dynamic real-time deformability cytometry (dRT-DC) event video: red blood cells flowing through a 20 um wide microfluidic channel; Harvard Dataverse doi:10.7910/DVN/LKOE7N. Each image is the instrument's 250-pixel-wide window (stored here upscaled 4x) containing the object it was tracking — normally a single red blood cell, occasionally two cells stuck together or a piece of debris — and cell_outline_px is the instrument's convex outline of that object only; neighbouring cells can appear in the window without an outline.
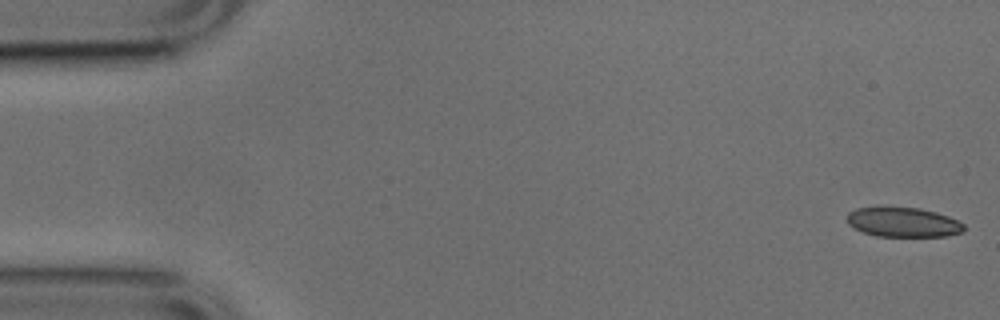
{"species": "common noctule bat (a hibernating species)", "species_latin": "Nyctalus noctula", "temperature_condition": "cold", "stored_images_in_passage": 52, "camera_frame_rate_fps": 3000, "um_per_image_px": 0.085, "animal": {"sex": "male", "body_mass_g": 17.9, "forearm_length_mm": 54.2}, "frame": {"image": 1, "passage_image": 1, "time_ms": 0.0, "image_size_px": [1000, 320], "cell_outline_px": [[964, 232], [948, 236], [876, 236], [864, 232], [848, 224], [848, 212], [856, 208], [880, 204], [920, 208], [936, 212], [948, 216], [964, 224]], "centroid_in_image_um": [76.74, 18.84], "position_along_channel_um": 8.3, "area_um2": 20.81}}
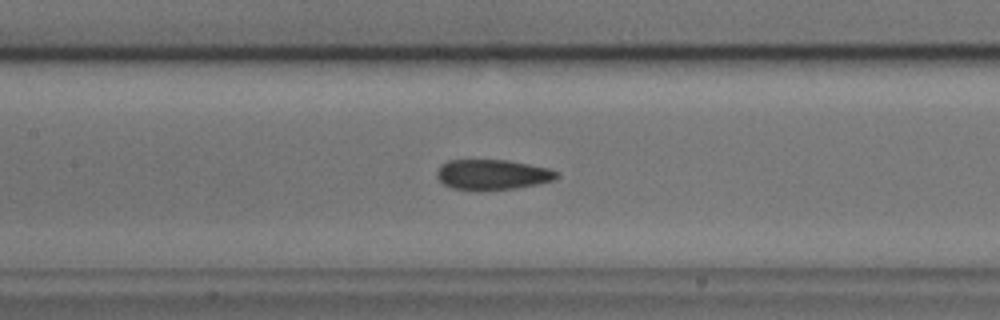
{"frame": {"image": 2, "passage_image": 23, "time_ms": 7.333, "image_size_px": [1000, 320], "cell_outline_px": [[560, 176], [556, 180], [516, 188], [476, 192], [452, 188], [444, 184], [436, 176], [436, 172], [440, 164], [448, 160], [508, 160], [548, 168], [560, 172]], "centroid_in_image_um": [41.85, 14.86], "position_along_channel_um": 165.6, "area_um2": 21.62}}
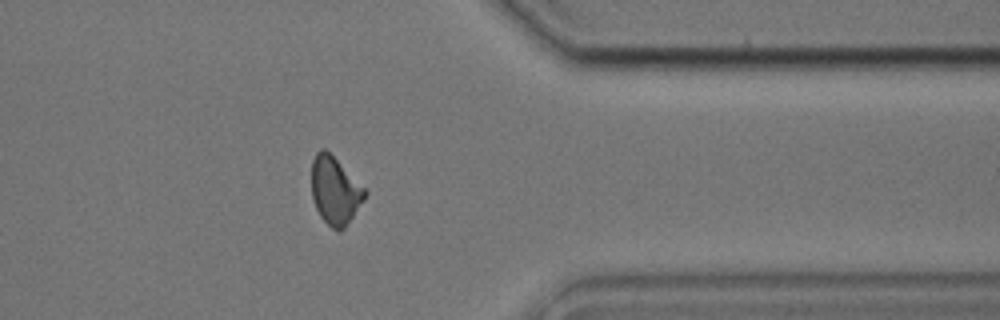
{"frame": {"image": 3, "passage_image": 41, "time_ms": 13.333, "image_size_px": [1000, 320], "cell_outline_px": [[368, 192], [364, 200], [344, 228], [340, 232], [332, 228], [320, 216], [312, 200], [312, 160], [316, 152], [320, 148], [324, 148]], "centroid_in_image_um": [28.45, 16.22], "position_along_channel_um": 382.9, "area_um2": 20.63}, "authors_computed_cell_mechanics": {"area_um2": 21.3282, "velocity_mm_per_s": 3.8415, "shape_relaxation_time_tau1_ms": 6.3794, "shape_relaxation_time_tau2_ms": 2.4214, "deformation_change_tau1": 0.1298, "deformation_change_tau2": 0.0837}}